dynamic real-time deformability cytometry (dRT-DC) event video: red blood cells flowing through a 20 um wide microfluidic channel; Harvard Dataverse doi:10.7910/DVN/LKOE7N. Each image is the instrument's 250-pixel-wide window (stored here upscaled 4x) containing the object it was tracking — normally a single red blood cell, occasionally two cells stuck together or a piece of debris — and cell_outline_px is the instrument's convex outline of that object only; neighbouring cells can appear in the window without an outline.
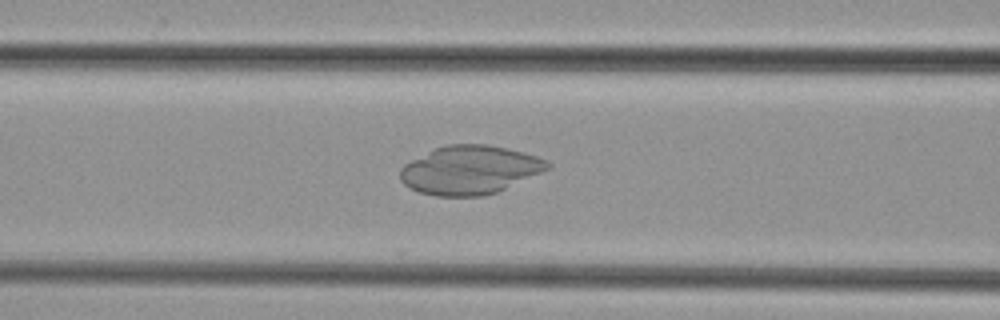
{"species": "common noctule bat (a hibernating species)", "species_latin": "Nyctalus noctula", "temperature_condition": "cold", "stored_images_in_passage": 43, "camera_frame_rate_fps": 3000, "um_per_image_px": 0.085, "animal": {"sex": "female", "body_mass_g": 29.2, "forearm_length_mm": 56.3}, "frame": {"image": 1, "passage_image": 14, "time_ms": 4.333, "image_size_px": [1000, 320], "cell_outline_px": [[552, 164], [548, 168], [540, 172], [496, 192], [484, 196], [436, 196], [420, 192], [404, 184], [400, 180], [400, 168], [404, 164], [436, 148], [448, 144], [488, 144], [524, 152], [536, 156]], "centroid_in_image_um": [39.9, 14.44], "position_along_channel_um": 126.7, "area_um2": 41.21}}
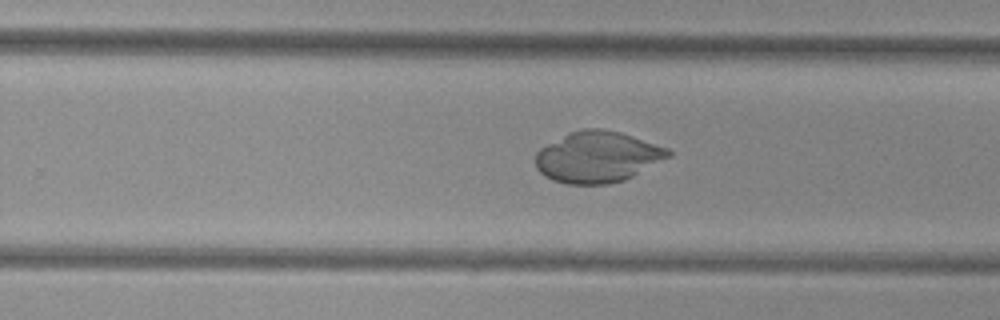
{"frame": {"image": 2, "passage_image": 25, "time_ms": 8.0, "image_size_px": [1000, 320], "cell_outline_px": [[672, 156], [624, 180], [608, 184], [568, 184], [552, 180], [544, 176], [536, 168], [536, 152], [540, 148], [568, 132], [584, 128], [600, 128], [620, 132], [668, 148], [672, 152]], "centroid_in_image_um": [50.78, 13.34], "position_along_channel_um": 279.0, "area_um2": 39.59}}
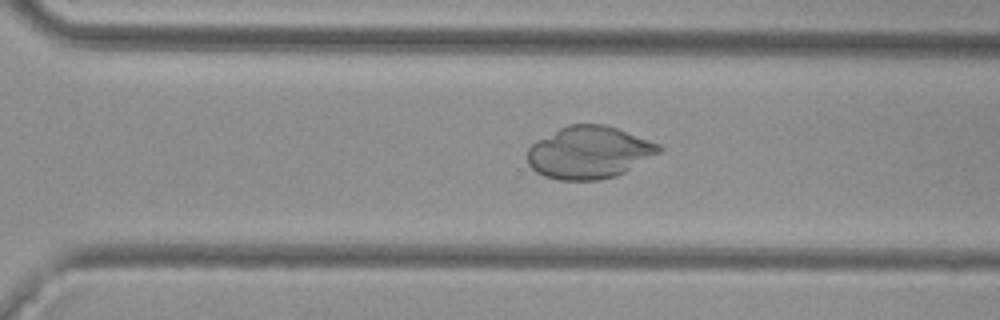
{"frame": {"image": 3, "passage_image": 28, "time_ms": 9.0, "image_size_px": [1000, 320], "cell_outline_px": [[664, 148], [660, 152], [624, 172], [616, 176], [596, 180], [560, 180], [544, 176], [536, 172], [528, 164], [528, 148], [536, 140], [568, 124], [604, 124], [616, 128], [660, 144]], "centroid_in_image_um": [50.06, 12.95], "position_along_channel_um": 320.5, "area_um2": 39.94}}